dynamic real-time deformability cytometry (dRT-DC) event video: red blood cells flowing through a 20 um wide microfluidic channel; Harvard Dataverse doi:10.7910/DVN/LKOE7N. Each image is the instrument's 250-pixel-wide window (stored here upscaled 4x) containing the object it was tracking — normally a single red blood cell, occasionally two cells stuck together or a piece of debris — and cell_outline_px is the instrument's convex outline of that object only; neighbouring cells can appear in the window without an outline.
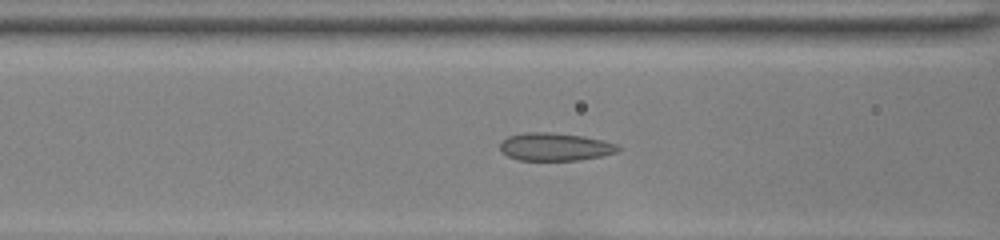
{"species": "common noctule bat (a hibernating species)", "species_latin": "Nyctalus noctula", "temperature_condition": "room temperature", "stored_images_in_passage": 37, "camera_frame_rate_fps": 3000, "um_per_image_px": 0.085, "animal": {"sex": "female", "body_mass_g": 22.0, "forearm_length_mm": 56.7}, "frame": {"image": 1, "passage_image": 9, "time_ms": 2.667, "image_size_px": [1000, 240], "cell_outline_px": [[620, 148], [616, 152], [600, 156], [576, 160], [516, 160], [500, 152], [500, 144], [508, 136], [524, 132], [548, 132], [584, 136], [616, 144]], "centroid_in_image_um": [47.12, 12.48], "position_along_channel_um": 119.5, "area_um2": 19.02}}
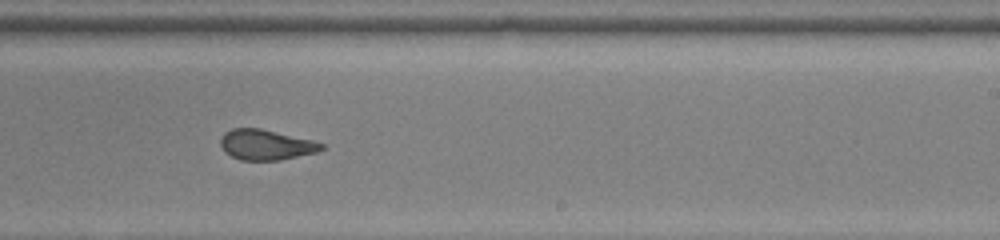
{"frame": {"image": 2, "passage_image": 20, "time_ms": 6.333, "image_size_px": [1000, 240], "cell_outline_px": [[324, 148], [316, 152], [280, 160], [240, 160], [224, 152], [220, 144], [220, 140], [224, 132], [232, 128], [260, 128], [312, 140], [324, 144]], "centroid_in_image_um": [22.57, 12.3], "position_along_channel_um": 266.4, "area_um2": 17.8}}
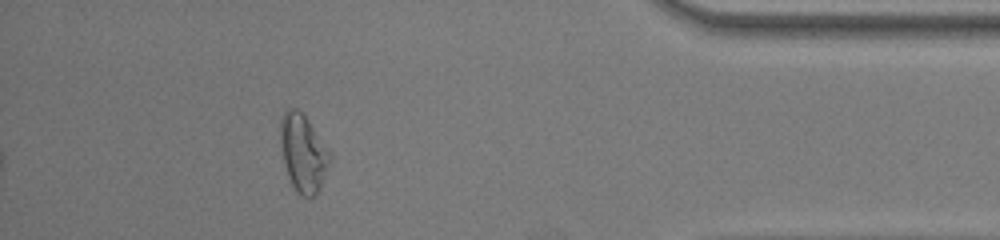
{"frame": {"image": 3, "passage_image": 33, "time_ms": 10.667, "image_size_px": [1000, 240], "cell_outline_px": [[328, 164], [320, 188], [316, 196], [300, 196], [296, 192], [288, 176], [284, 160], [280, 140], [280, 116], [288, 108], [296, 108], [304, 116], [328, 152]], "centroid_in_image_um": [25.71, 13.03], "position_along_channel_um": 409.5, "area_um2": 21.39}, "authors_computed_cell_mechanics": {"area_um2": 19.0162, "velocity_mm_per_s": 4.0222, "shape_relaxation_time_tau1_ms": null, "shape_relaxation_time_tau2_ms": 0.7197, "deformation_change_tau1": null, "deformation_change_tau2": 0.0606}}